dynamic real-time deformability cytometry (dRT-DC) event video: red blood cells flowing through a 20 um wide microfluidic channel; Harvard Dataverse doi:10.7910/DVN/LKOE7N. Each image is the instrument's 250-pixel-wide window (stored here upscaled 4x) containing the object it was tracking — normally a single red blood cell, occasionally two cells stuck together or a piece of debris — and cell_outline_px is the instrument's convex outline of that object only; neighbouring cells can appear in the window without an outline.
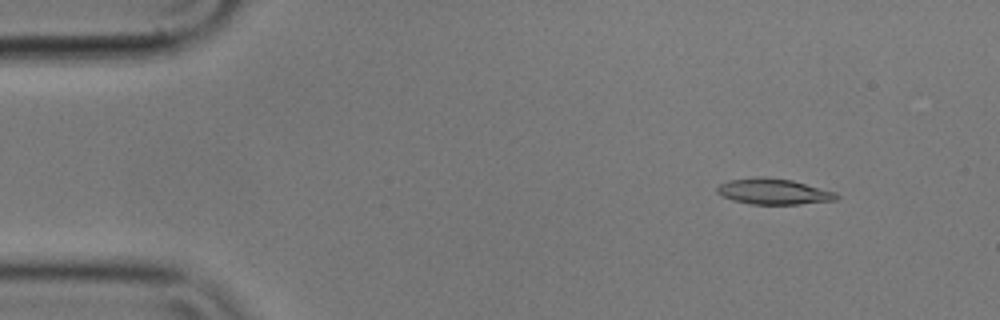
{"species": "common noctule bat (a hibernating species)", "species_latin": "Nyctalus noctula", "temperature_condition": "cold", "stored_images_in_passage": 51, "camera_frame_rate_fps": 3000, "um_per_image_px": 0.085, "animal": {"sex": "male", "body_mass_g": 17.9}, "frame": {"image": 1, "passage_image": 2, "time_ms": 0.333, "image_size_px": [1000, 320], "cell_outline_px": [[840, 196], [836, 200], [796, 204], [748, 204], [732, 200], [716, 192], [716, 188], [720, 184], [728, 180], [792, 180], [836, 192]], "centroid_in_image_um": [65.8, 16.33], "position_along_channel_um": 19.2, "area_um2": 16.99}}
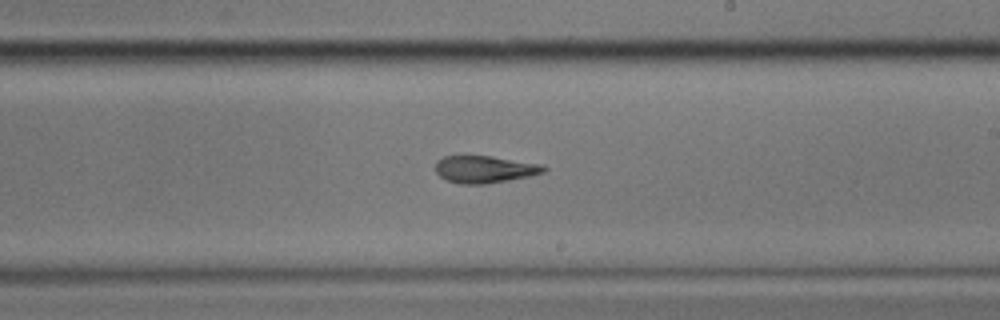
{"frame": {"image": 2, "passage_image": 28, "time_ms": 9.0, "image_size_px": [1000, 320], "cell_outline_px": [[548, 168], [544, 172], [528, 176], [508, 180], [484, 184], [460, 184], [444, 180], [436, 172], [436, 160], [444, 156], [492, 156], [544, 164]], "centroid_in_image_um": [41.2, 14.38], "position_along_channel_um": 247.8, "area_um2": 17.28}}
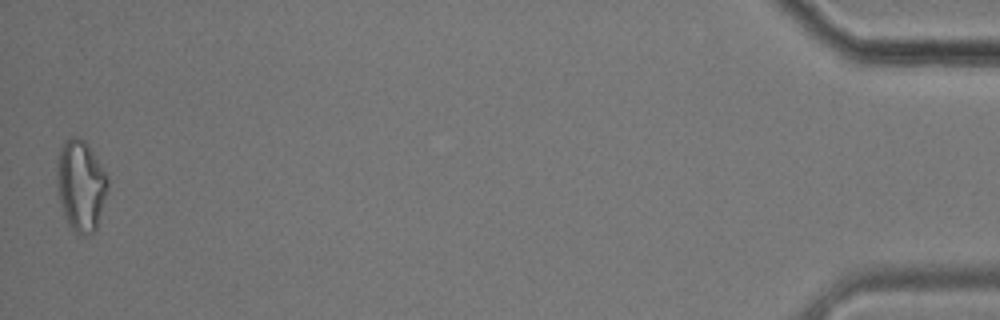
{"frame": {"image": 3, "passage_image": 51, "time_ms": 16.667, "image_size_px": [1000, 320], "cell_outline_px": [[108, 184], [96, 228], [88, 236], [84, 236], [76, 232], [68, 224], [64, 216], [56, 184], [56, 164], [60, 148], [64, 140], [72, 136], [76, 136], [84, 140], [108, 176]], "centroid_in_image_um": [6.83, 15.74], "position_along_channel_um": 428.4, "area_um2": 26.76}, "authors_computed_cell_mechanics": {"area_um2": 17.629, "velocity_mm_per_s": 3.5633, "shape_relaxation_time_tau1_ms": 10.5078, "shape_relaxation_time_tau2_ms": 5.1688, "deformation_change_tau1": 0.2509, "deformation_change_tau2": 0.1396}}